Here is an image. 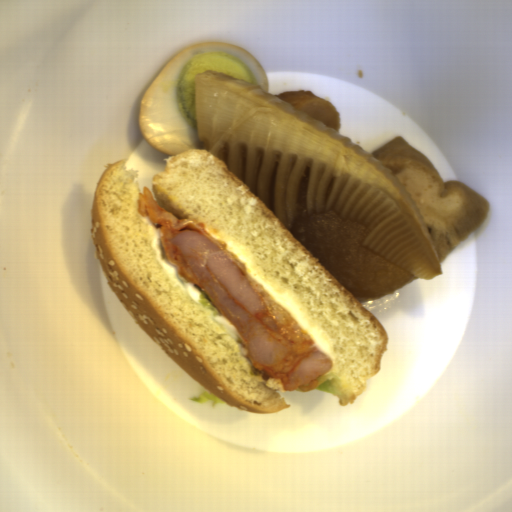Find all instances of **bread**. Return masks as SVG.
Masks as SVG:
<instances>
[{
    "instance_id": "obj_2",
    "label": "bread",
    "mask_w": 512,
    "mask_h": 512,
    "mask_svg": "<svg viewBox=\"0 0 512 512\" xmlns=\"http://www.w3.org/2000/svg\"><path fill=\"white\" fill-rule=\"evenodd\" d=\"M126 159L102 170L90 213L95 259L114 296L178 367L226 404L253 414L290 407L282 378L261 375L243 345L167 272L153 242L154 224L138 209V171Z\"/></svg>"
},
{
    "instance_id": "obj_1",
    "label": "bread",
    "mask_w": 512,
    "mask_h": 512,
    "mask_svg": "<svg viewBox=\"0 0 512 512\" xmlns=\"http://www.w3.org/2000/svg\"><path fill=\"white\" fill-rule=\"evenodd\" d=\"M152 190L179 219L203 223L248 252L254 266L297 305L329 344L327 375L345 390L338 406L354 404L382 372L387 332L339 280L284 226L266 203L206 148L168 156Z\"/></svg>"
}]
</instances>
